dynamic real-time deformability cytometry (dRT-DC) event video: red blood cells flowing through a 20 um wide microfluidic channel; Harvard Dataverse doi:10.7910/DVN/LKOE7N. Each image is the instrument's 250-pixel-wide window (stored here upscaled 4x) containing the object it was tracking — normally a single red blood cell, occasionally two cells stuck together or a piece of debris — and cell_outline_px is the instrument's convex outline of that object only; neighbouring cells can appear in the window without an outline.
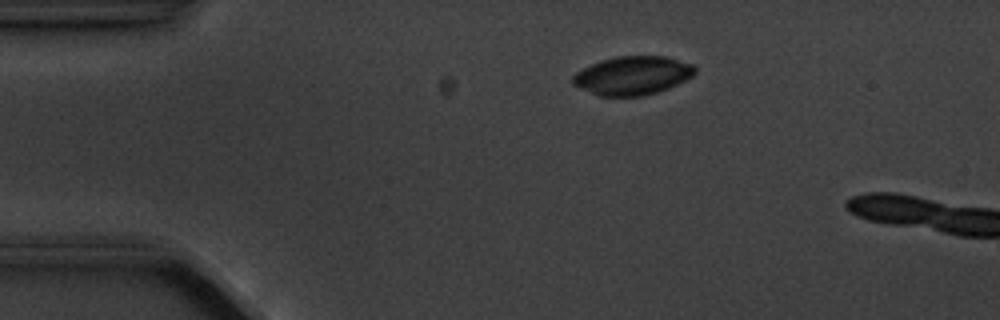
{"species": "common noctule bat (a hibernating species)", "species_latin": "Nyctalus noctula", "temperature_condition": "cold", "stored_images_in_passage": 3, "camera_frame_rate_fps": 3000, "um_per_image_px": 0.085, "animal": {"sex": "male", "body_mass_g": 20.1, "forearm_length_mm": 53.5}, "frame": {"image": 1, "passage_image": 2, "time_ms": 1.0, "image_size_px": [1000, 320], "cell_outline_px": [[696, 72], [692, 76], [668, 88], [644, 96], [600, 96], [580, 88], [572, 84], [572, 76], [576, 72], [592, 64], [616, 56], [668, 56], [692, 64], [696, 68]], "centroid_in_image_um": [53.77, 6.42], "position_along_channel_um": 31.2, "area_um2": 27.34}}